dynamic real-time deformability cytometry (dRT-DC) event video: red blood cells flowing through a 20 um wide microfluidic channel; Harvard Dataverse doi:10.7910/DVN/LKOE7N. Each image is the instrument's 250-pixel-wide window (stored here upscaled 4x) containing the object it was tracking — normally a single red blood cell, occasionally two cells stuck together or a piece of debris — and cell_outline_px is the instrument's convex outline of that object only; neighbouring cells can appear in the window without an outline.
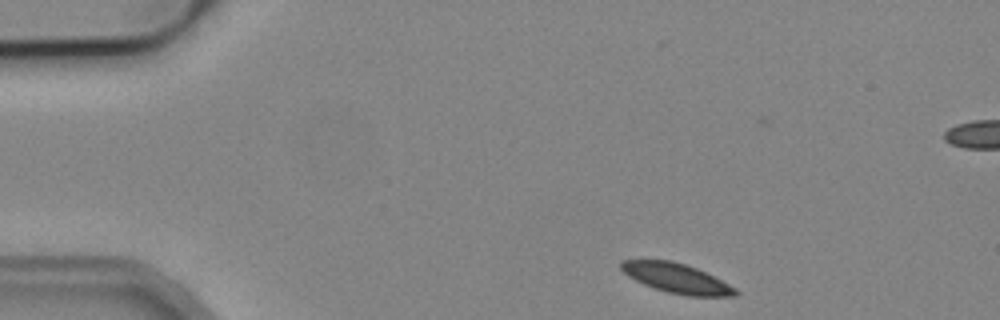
{"species": "common noctule bat (a hibernating species)", "species_latin": "Nyctalus noctula", "temperature_condition": "cold", "stored_images_in_passage": 4, "camera_frame_rate_fps": 3000, "um_per_image_px": 0.085, "animal": {"sex": "male", "body_mass_g": 19.2, "forearm_length_mm": 51.8}, "frame": {"image": 1, "passage_image": 1, "time_ms": 0.0, "image_size_px": [1000, 320], "cell_outline_px": [[740, 292], [736, 296], [688, 296], [668, 292], [644, 284], [628, 276], [620, 268], [620, 260], [672, 260], [696, 268], [736, 288]], "centroid_in_image_um": [57.51, 23.65], "position_along_channel_um": 27.5, "area_um2": 19.48}}